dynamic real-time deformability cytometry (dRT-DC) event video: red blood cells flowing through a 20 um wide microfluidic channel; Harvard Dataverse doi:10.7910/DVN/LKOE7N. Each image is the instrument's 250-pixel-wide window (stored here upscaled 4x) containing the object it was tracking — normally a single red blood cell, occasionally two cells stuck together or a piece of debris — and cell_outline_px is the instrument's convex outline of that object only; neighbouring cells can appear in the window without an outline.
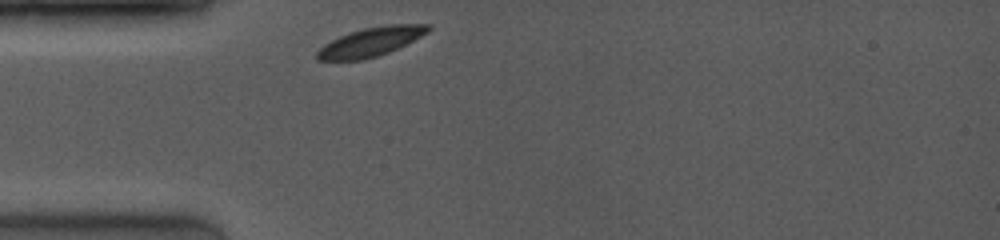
{"species": "common noctule bat (a hibernating species)", "species_latin": "Nyctalus noctula", "temperature_condition": "room temperature", "stored_images_in_passage": 30, "camera_frame_rate_fps": 4000, "um_per_image_px": 0.085, "animal": {"sex": "female", "body_mass_g": 19.0, "forearm_length_mm": 53.3}, "frame": {"image": 1, "passage_image": 1, "time_ms": 0.0, "image_size_px": [1000, 240], "cell_outline_px": [[432, 28], [428, 32], [388, 52], [364, 60], [316, 60], [316, 52], [324, 44], [348, 32], [364, 28], [388, 24], [432, 24]], "centroid_in_image_um": [31.5, 3.55], "position_along_channel_um": 53.5, "area_um2": 18.55}}
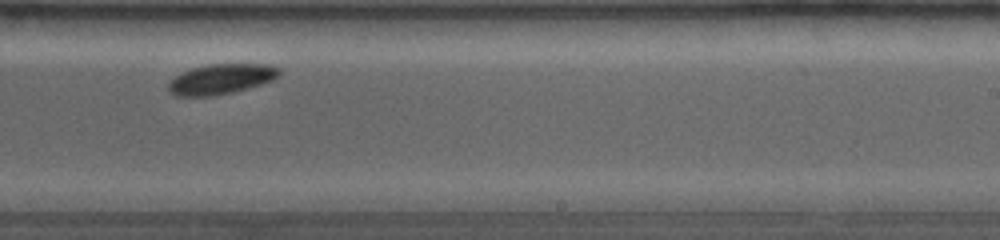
{"frame": {"image": 2, "passage_image": 20, "time_ms": 5.75, "image_size_px": [1000, 240], "cell_outline_px": [[280, 76], [272, 80], [260, 84], [232, 92], [212, 96], [176, 96], [168, 92], [168, 80], [192, 68], [208, 64], [268, 64], [280, 68]], "centroid_in_image_um": [18.77, 6.72], "position_along_channel_um": 270.2, "area_um2": 19.48}}
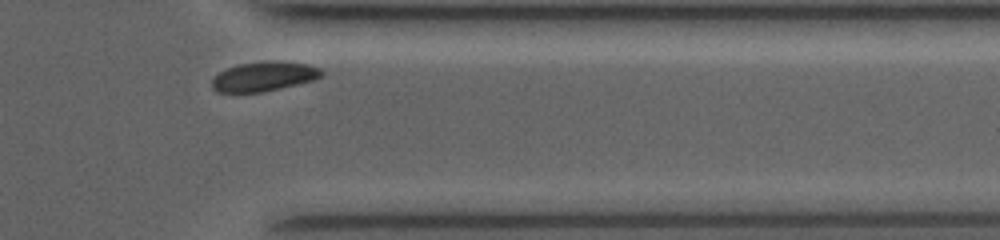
{"frame": {"image": 3, "passage_image": 28, "time_ms": 8.75, "image_size_px": [1000, 240], "cell_outline_px": [[324, 76], [312, 80], [280, 88], [260, 92], [216, 92], [212, 88], [212, 80], [220, 72], [236, 64], [308, 64], [320, 68], [324, 72]], "centroid_in_image_um": [22.41, 6.55], "position_along_channel_um": 389.0, "area_um2": 17.74}, "authors_computed_cell_mechanics": {"area_um2": 19.3919, "velocity_mm_per_s": 3.898, "shape_relaxation_time_tau1_ms": 7.3945, "shape_relaxation_time_tau2_ms": null, "deformation_change_tau1": 0.1705, "deformation_change_tau2": null}}